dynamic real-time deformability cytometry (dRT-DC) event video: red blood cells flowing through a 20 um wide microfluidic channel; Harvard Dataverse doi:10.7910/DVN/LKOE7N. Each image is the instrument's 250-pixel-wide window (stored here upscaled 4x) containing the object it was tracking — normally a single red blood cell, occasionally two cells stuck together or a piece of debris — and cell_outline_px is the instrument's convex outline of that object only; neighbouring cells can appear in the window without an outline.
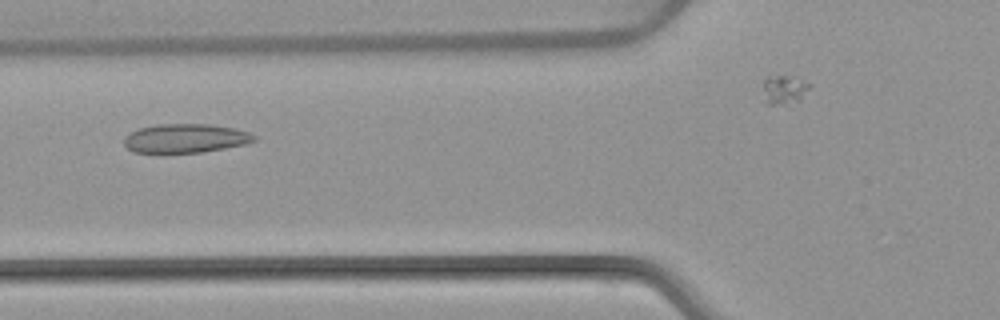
{"species": "common noctule bat (a hibernating species)", "species_latin": "Nyctalus noctula", "temperature_condition": "warm", "stored_images_in_passage": 3, "camera_frame_rate_fps": 3000, "um_per_image_px": 0.085, "animal": {"sex": "female", "body_mass_g": 22.7, "forearm_length_mm": 54.2}, "frame": {"image": 1, "passage_image": 2, "time_ms": 1.0, "image_size_px": [1000, 320], "cell_outline_px": [[256, 140], [244, 144], [204, 152], [132, 152], [124, 144], [124, 136], [140, 128], [156, 124], [212, 124], [232, 128], [248, 132], [256, 136]], "centroid_in_image_um": [15.75, 11.75], "position_along_channel_um": 110.0, "area_um2": 21.73}}